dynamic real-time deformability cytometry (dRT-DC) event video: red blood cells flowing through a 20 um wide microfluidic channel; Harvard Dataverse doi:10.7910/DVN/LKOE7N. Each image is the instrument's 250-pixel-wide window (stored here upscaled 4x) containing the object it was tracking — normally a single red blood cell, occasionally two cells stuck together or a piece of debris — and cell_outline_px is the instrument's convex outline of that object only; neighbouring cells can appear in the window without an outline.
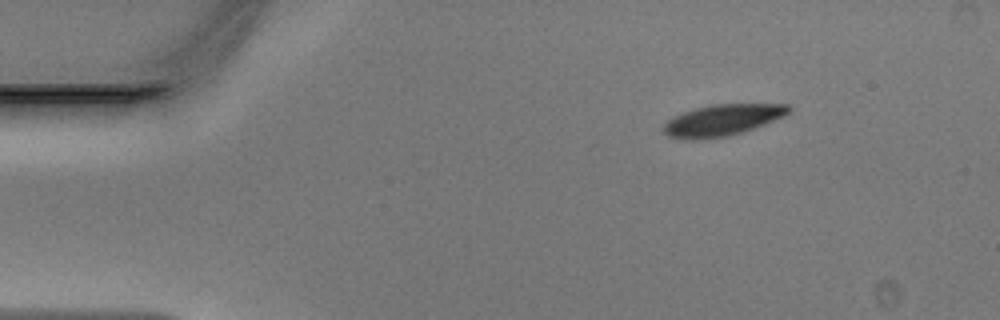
{"species": "Egyptian fruit bat (a non-hibernating species)", "species_latin": "Rousettus aegyptiacus", "temperature_condition": "warm", "stored_images_in_passage": 42, "camera_frame_rate_fps": 3000, "um_per_image_px": 0.085, "animal": {"sex": "male"}, "frame": {"image": 1, "passage_image": 1, "time_ms": 0.0, "image_size_px": [1000, 320], "cell_outline_px": [[792, 108], [784, 116], [764, 124], [740, 132], [724, 136], [696, 140], [684, 140], [668, 136], [660, 128], [672, 116], [696, 108], [712, 104], [788, 104]], "centroid_in_image_um": [61.34, 10.21], "position_along_channel_um": 23.7, "area_um2": 22.72}}
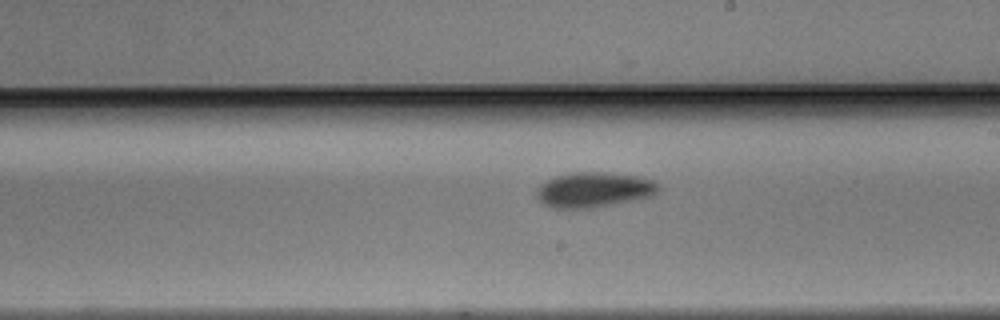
{"frame": {"image": 2, "passage_image": 22, "time_ms": 7.0, "image_size_px": [1000, 320], "cell_outline_px": [[660, 188], [652, 196], [636, 200], [596, 208], [552, 208], [536, 200], [536, 188], [540, 184], [556, 176], [572, 172], [604, 172], [640, 176], [652, 180], [660, 184]], "centroid_in_image_um": [50.48, 16.14], "position_along_channel_um": 238.5, "area_um2": 25.37}}
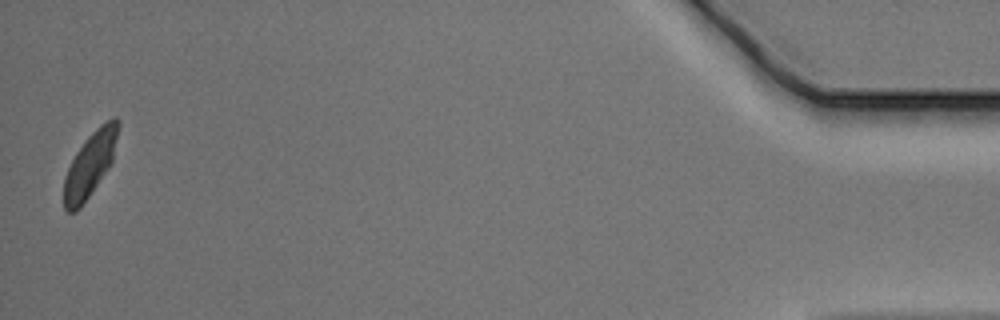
{"frame": {"image": 3, "passage_image": 42, "time_ms": 13.667, "image_size_px": [1000, 320], "cell_outline_px": [[120, 124], [112, 160], [108, 168], [80, 208], [76, 212], [68, 212], [64, 208], [64, 180], [68, 168], [76, 152], [88, 136], [100, 124], [116, 116], [120, 120]], "centroid_in_image_um": [7.66, 13.95], "position_along_channel_um": 427.5, "area_um2": 20.06}}